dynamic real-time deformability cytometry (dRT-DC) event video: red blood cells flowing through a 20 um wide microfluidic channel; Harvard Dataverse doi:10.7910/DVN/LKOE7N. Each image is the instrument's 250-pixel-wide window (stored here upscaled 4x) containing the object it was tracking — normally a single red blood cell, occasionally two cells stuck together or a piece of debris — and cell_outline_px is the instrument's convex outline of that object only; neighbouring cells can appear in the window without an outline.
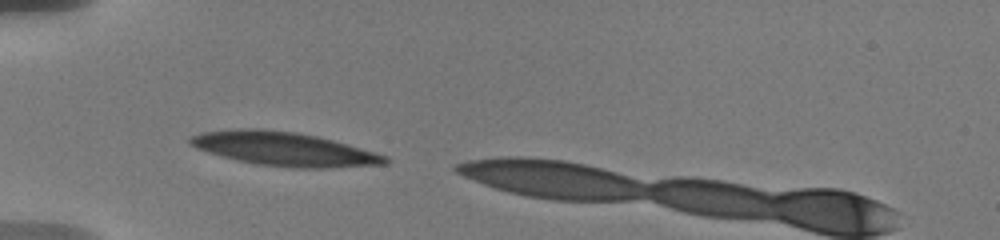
{"species": "human", "species_latin": "Homo sapiens", "temperature_condition": "warm", "stored_images_in_passage": 45, "camera_frame_rate_fps": 3000, "um_per_image_px": 0.085, "donor": {"sex": "male"}, "frame": {"image": 1, "passage_image": 1, "time_ms": 0.0, "image_size_px": [1000, 240], "cell_outline_px": [[392, 160], [388, 164], [320, 168], [296, 168], [260, 164], [236, 160], [208, 152], [196, 148], [188, 144], [188, 136], [200, 132], [240, 128], [260, 128], [296, 132], [316, 136], [332, 140], [376, 152], [388, 156]], "centroid_in_image_um": [24.13, 12.65], "position_along_channel_um": 60.9, "area_um2": 38.49}}
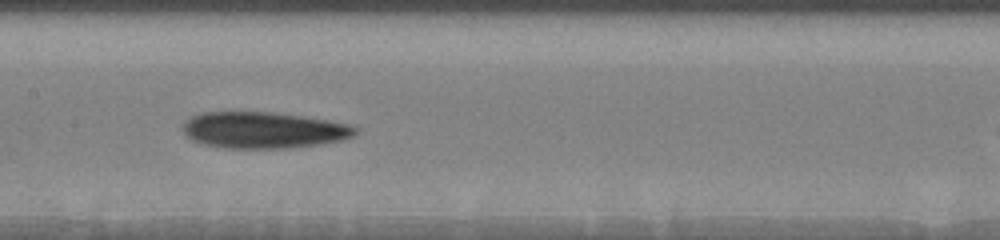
{"frame": {"image": 2, "passage_image": 11, "time_ms": 3.667, "image_size_px": [1000, 240], "cell_outline_px": [[360, 128], [352, 136], [344, 140], [320, 144], [284, 148], [228, 148], [204, 144], [192, 140], [180, 128], [184, 120], [200, 112], [268, 112], [300, 116], [328, 120], [352, 124]], "centroid_in_image_um": [22.4, 11.05], "position_along_channel_um": 185.0, "area_um2": 36.65}}
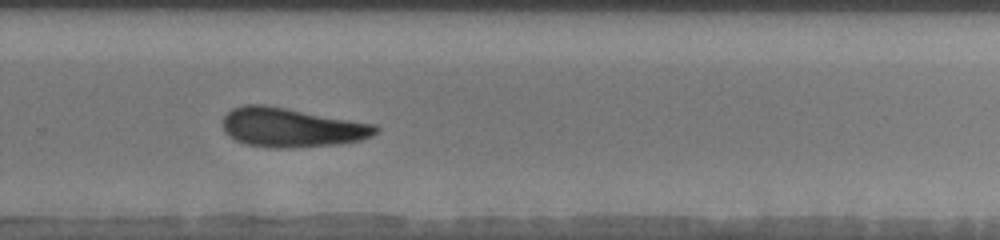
{"frame": {"image": 3, "passage_image": 23, "time_ms": 7.0, "image_size_px": [1000, 240], "cell_outline_px": [[380, 132], [372, 136], [360, 140], [336, 144], [292, 148], [272, 148], [248, 144], [236, 140], [228, 136], [224, 132], [224, 116], [232, 108], [244, 104], [264, 104], [288, 108], [376, 124], [380, 128]], "centroid_in_image_um": [24.81, 10.83], "position_along_channel_um": 305.0, "area_um2": 35.14}}